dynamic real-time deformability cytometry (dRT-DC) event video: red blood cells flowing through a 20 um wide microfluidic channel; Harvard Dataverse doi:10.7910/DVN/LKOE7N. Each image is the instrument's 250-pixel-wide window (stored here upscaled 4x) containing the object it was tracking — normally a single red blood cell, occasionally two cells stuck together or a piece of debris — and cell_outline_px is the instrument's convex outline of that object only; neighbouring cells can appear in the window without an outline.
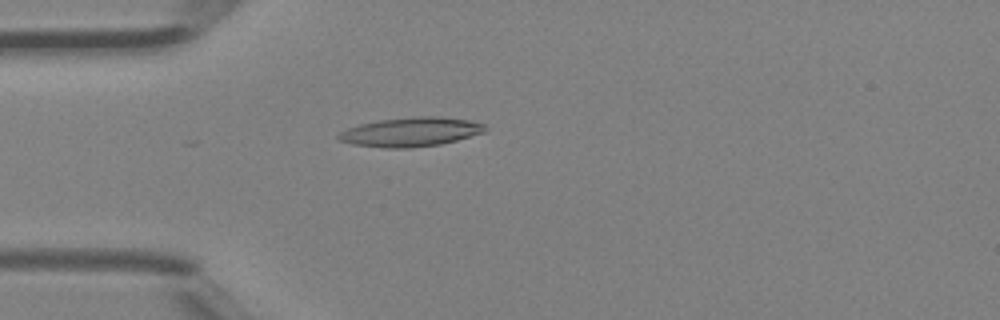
{"species": "Egyptian fruit bat (a non-hibernating species)", "species_latin": "Rousettus aegyptiacus", "temperature_condition": "room temperature", "stored_images_in_passage": 3, "camera_frame_rate_fps": 3000, "um_per_image_px": 0.085, "animal": {"sex": "female"}, "frame": {"image": 1, "passage_image": 3, "time_ms": 0.667, "image_size_px": [1000, 320], "cell_outline_px": [[488, 128], [484, 132], [456, 140], [440, 144], [412, 148], [384, 148], [352, 144], [340, 140], [336, 136], [340, 132], [348, 128], [360, 124], [380, 120], [420, 116], [436, 116], [468, 120], [484, 124]], "centroid_in_image_um": [34.91, 11.22], "position_along_channel_um": 50.1, "area_um2": 24.74}}